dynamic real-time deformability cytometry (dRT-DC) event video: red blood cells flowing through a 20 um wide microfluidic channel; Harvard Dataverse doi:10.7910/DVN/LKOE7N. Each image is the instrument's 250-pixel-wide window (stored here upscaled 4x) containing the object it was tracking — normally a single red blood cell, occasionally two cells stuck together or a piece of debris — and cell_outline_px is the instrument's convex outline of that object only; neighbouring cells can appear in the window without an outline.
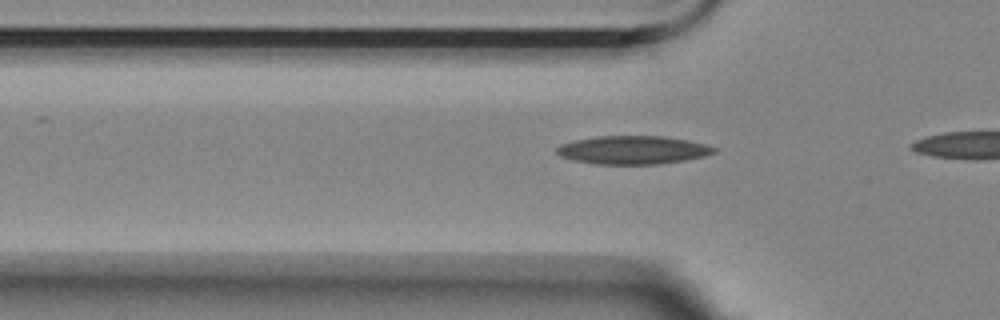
{"species": "Egyptian fruit bat (a non-hibernating species)", "species_latin": "Rousettus aegyptiacus", "temperature_condition": "room temperature", "stored_images_in_passage": 18, "camera_frame_rate_fps": 3000, "um_per_image_px": 0.085, "animal": {"sex": "female"}, "frame": {"image": 1, "passage_image": 12, "time_ms": 3.667, "image_size_px": [1000, 320], "cell_outline_px": [[716, 152], [704, 156], [684, 160], [660, 164], [596, 164], [576, 160], [560, 156], [556, 152], [556, 148], [560, 144], [576, 140], [596, 136], [664, 136], [688, 140], [704, 144], [716, 148]], "centroid_in_image_um": [53.8, 12.74], "position_along_channel_um": 72.0, "area_um2": 25.84}}
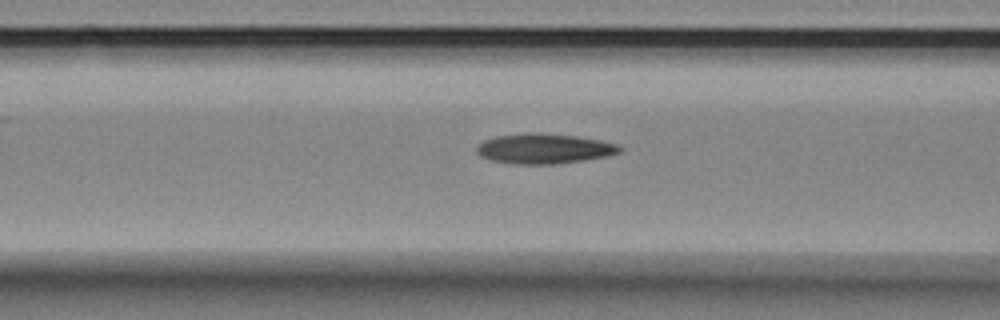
{"frame": {"image": 2, "passage_image": 16, "time_ms": 5.0, "image_size_px": [1000, 320], "cell_outline_px": [[624, 148], [620, 152], [608, 156], [584, 160], [556, 164], [512, 164], [492, 160], [480, 156], [476, 152], [476, 148], [484, 140], [496, 136], [524, 132], [540, 132], [576, 136], [600, 140], [616, 144]], "centroid_in_image_um": [46.25, 12.63], "position_along_channel_um": 120.4, "area_um2": 25.26}}